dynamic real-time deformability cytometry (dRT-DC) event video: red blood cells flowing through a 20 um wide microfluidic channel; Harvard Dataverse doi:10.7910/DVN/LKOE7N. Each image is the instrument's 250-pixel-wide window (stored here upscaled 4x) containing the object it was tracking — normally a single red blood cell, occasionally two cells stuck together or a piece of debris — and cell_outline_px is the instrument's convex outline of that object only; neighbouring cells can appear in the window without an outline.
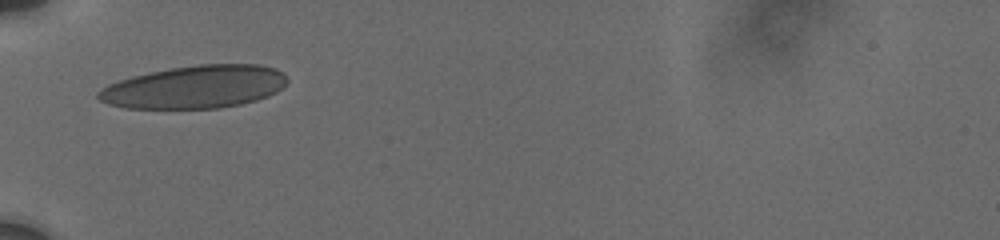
{"species": "human", "species_latin": "Homo sapiens", "temperature_condition": "cold", "stored_images_in_passage": 2, "camera_frame_rate_fps": 3000, "um_per_image_px": 0.085, "donor": {"sex": "male"}, "frame": {"image": 1, "passage_image": 1, "time_ms": 0.0, "image_size_px": [1000, 240], "cell_outline_px": [[288, 80], [276, 92], [268, 96], [256, 100], [240, 104], [220, 108], [124, 108], [108, 104], [100, 100], [96, 96], [96, 92], [100, 88], [108, 84], [132, 76], [148, 72], [196, 64], [260, 64], [276, 68], [284, 72], [288, 76]], "centroid_in_image_um": [16.56, 7.38], "position_along_channel_um": 68.4, "area_um2": 47.4}}